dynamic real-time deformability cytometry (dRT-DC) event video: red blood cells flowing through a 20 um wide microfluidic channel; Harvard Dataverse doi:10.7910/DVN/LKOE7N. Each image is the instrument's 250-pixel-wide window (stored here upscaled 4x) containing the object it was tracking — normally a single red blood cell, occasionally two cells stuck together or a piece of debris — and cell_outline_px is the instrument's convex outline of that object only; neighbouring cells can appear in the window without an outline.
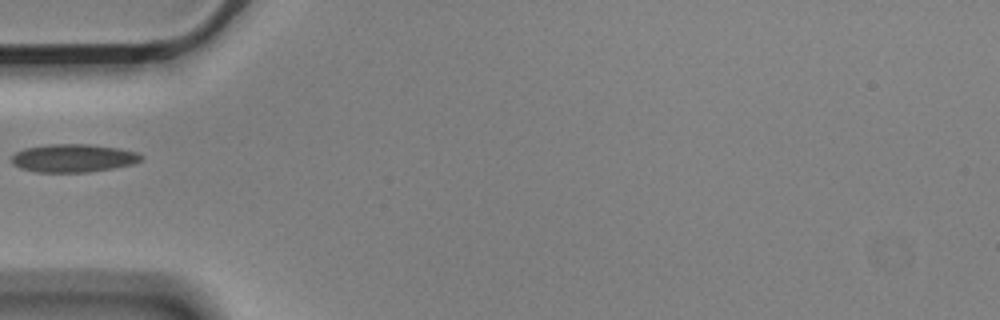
{"species": "Egyptian fruit bat (a non-hibernating species)", "species_latin": "Rousettus aegyptiacus", "temperature_condition": "cold", "stored_images_in_passage": 2, "camera_frame_rate_fps": 3000, "um_per_image_px": 0.085, "animal": {"sex": "male"}, "frame": {"image": 1, "passage_image": 1, "time_ms": 0.0, "image_size_px": [1000, 320], "cell_outline_px": [[144, 156], [140, 160], [132, 164], [112, 168], [88, 172], [36, 172], [20, 168], [12, 164], [12, 156], [16, 152], [24, 148], [48, 144], [88, 144], [120, 148], [136, 152]], "centroid_in_image_um": [6.21, 13.43], "position_along_channel_um": 78.8, "area_um2": 21.21}}
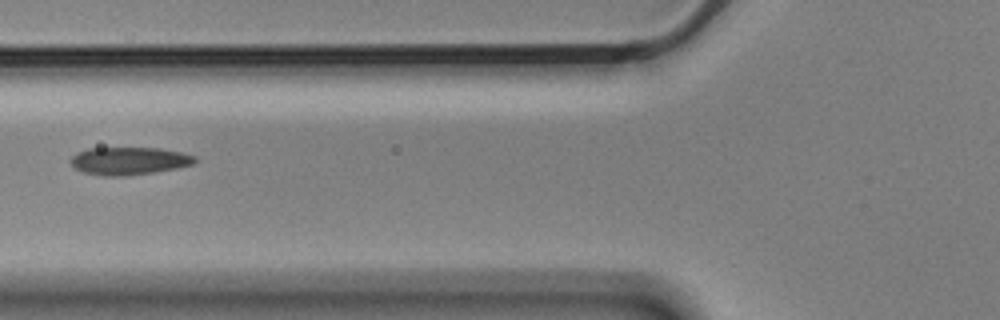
{"frame": {"image": 2, "passage_image": 2, "time_ms": 0.333, "image_size_px": [1000, 320], "cell_outline_px": [[196, 160], [192, 164], [176, 168], [152, 172], [120, 176], [104, 176], [84, 172], [76, 168], [72, 164], [72, 156], [76, 152], [88, 148], [160, 148], [180, 152], [196, 156]], "centroid_in_image_um": [10.96, 13.66], "position_along_channel_um": 114.8, "area_um2": 19.77}}